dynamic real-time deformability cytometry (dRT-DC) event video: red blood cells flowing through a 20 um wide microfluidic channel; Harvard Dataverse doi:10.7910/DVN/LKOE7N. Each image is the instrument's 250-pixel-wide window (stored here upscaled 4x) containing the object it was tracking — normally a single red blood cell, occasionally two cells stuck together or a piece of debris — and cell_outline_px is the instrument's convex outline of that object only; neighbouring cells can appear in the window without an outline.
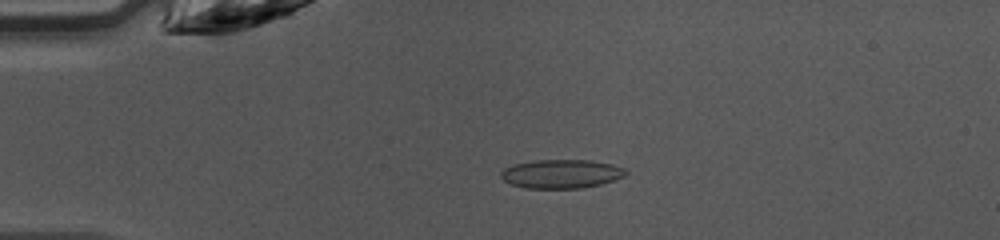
{"species": "common noctule bat (a hibernating species)", "species_latin": "Nyctalus noctula", "temperature_condition": "warm", "stored_images_in_passage": 47, "camera_frame_rate_fps": 3000, "um_per_image_px": 0.085, "animal": {"sex": "female", "body_mass_g": 10.0, "forearm_length_mm": 53.1}, "frame": {"image": 1, "passage_image": 11, "time_ms": 3.333, "image_size_px": [1000, 240], "cell_outline_px": [[628, 172], [624, 176], [600, 184], [580, 188], [528, 188], [512, 184], [504, 180], [500, 176], [500, 172], [504, 168], [516, 164], [536, 160], [592, 160], [612, 164], [624, 168]], "centroid_in_image_um": [47.72, 14.77], "position_along_channel_um": 37.3, "area_um2": 20.75}}
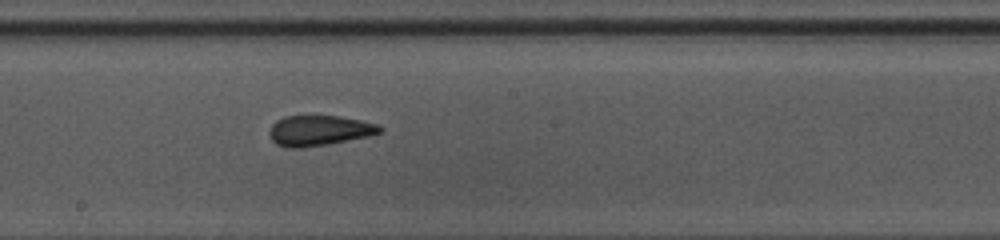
{"frame": {"image": 2, "passage_image": 26, "time_ms": 8.333, "image_size_px": [1000, 240], "cell_outline_px": [[384, 132], [368, 136], [328, 144], [300, 148], [288, 148], [276, 144], [272, 140], [268, 132], [272, 124], [276, 120], [284, 116], [340, 116], [364, 120], [380, 124], [384, 128]], "centroid_in_image_um": [27.17, 11.09], "position_along_channel_um": 221.0, "area_um2": 19.83}}
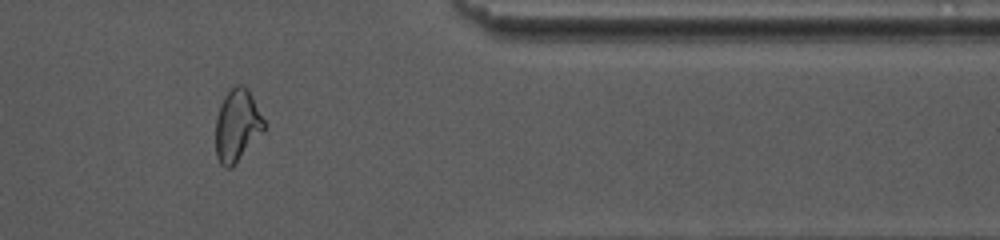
{"frame": {"image": 3, "passage_image": 39, "time_ms": 12.667, "image_size_px": [1000, 240], "cell_outline_px": [[264, 132], [232, 168], [224, 168], [220, 164], [216, 156], [216, 116], [220, 104], [224, 96], [236, 84], [244, 84], [248, 88], [264, 120]], "centroid_in_image_um": [20.15, 10.68], "position_along_channel_um": 391.2, "area_um2": 20.58}, "authors_computed_cell_mechanics": {"area_um2": 20.23, "velocity_mm_per_s": 4.2803, "shape_relaxation_time_tau1_ms": 9.1982, "shape_relaxation_time_tau2_ms": 2.2013, "deformation_change_tau1": 0.2347, "deformation_change_tau2": 0.0684}}